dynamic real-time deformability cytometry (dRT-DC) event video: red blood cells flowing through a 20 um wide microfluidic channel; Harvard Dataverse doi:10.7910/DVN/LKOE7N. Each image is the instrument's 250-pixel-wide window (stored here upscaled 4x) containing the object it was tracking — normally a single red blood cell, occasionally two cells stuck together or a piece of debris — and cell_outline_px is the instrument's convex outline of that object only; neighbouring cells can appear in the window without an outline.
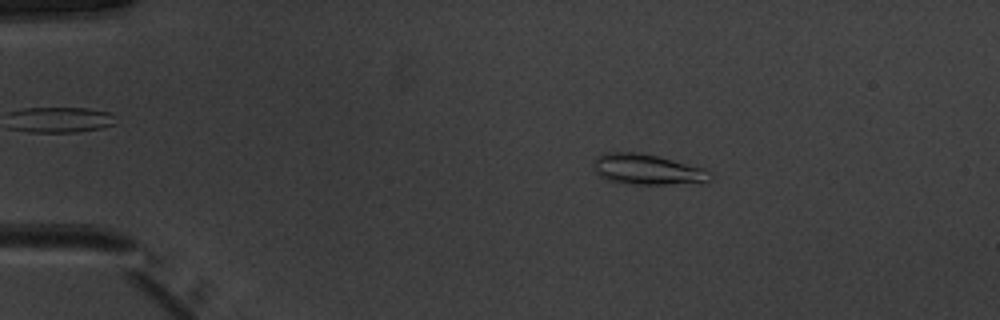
{"species": "common noctule bat (a hibernating species)", "species_latin": "Nyctalus noctula", "temperature_condition": "warm", "stored_images_in_passage": 51, "camera_frame_rate_fps": 3000, "um_per_image_px": 0.085, "animal": {"sex": "male", "body_mass_g": 20.1, "forearm_length_mm": 53.5}, "frame": {"image": 1, "passage_image": 9, "time_ms": 2.667, "image_size_px": [1000, 320], "cell_outline_px": [[712, 180], [664, 184], [636, 184], [608, 180], [600, 176], [592, 168], [596, 156], [604, 152], [636, 152], [656, 156], [704, 168], [712, 172]], "centroid_in_image_um": [54.97, 14.38], "position_along_channel_um": 30.0, "area_um2": 20.4}}
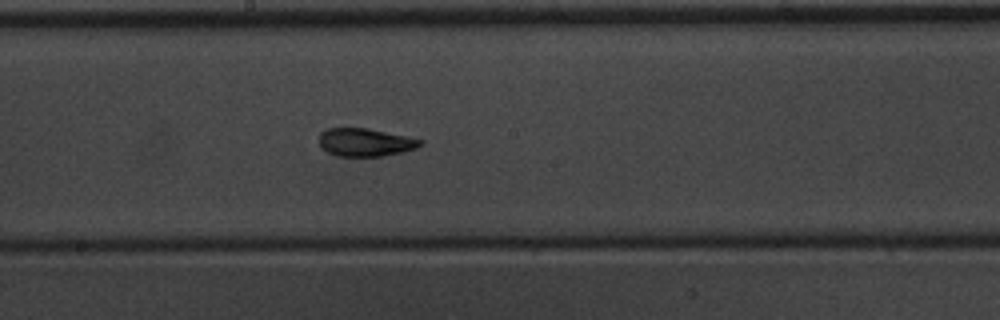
{"frame": {"image": 2, "passage_image": 28, "time_ms": 9.0, "image_size_px": [1000, 320], "cell_outline_px": [[424, 144], [416, 148], [404, 152], [380, 156], [336, 156], [320, 148], [320, 132], [328, 128], [368, 128], [424, 140]], "centroid_in_image_um": [31.06, 12.1], "position_along_channel_um": 217.1, "area_um2": 16.59}}
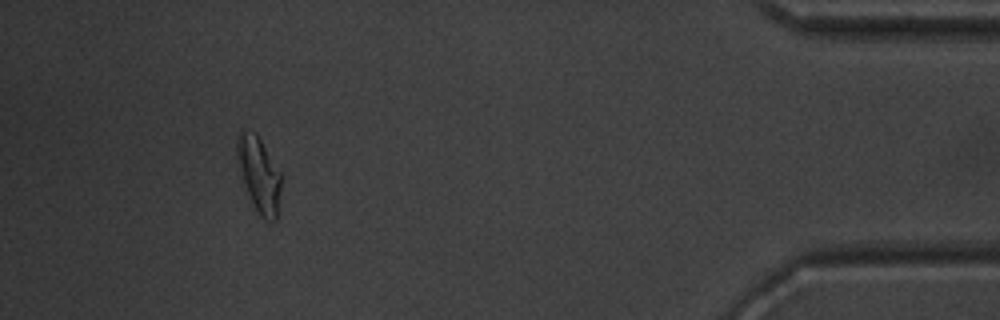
{"frame": {"image": 3, "passage_image": 47, "time_ms": 15.333, "image_size_px": [1000, 320], "cell_outline_px": [[280, 188], [276, 220], [264, 220], [260, 216], [244, 184], [236, 156], [236, 136], [240, 132], [256, 132], [280, 172]], "centroid_in_image_um": [22.0, 14.8], "position_along_channel_um": 413.2, "area_um2": 18.73}, "authors_computed_cell_mechanics": {"area_um2": 17.5712, "velocity_mm_per_s": 3.9694, "shape_relaxation_time_tau1_ms": 3.9448, "shape_relaxation_time_tau2_ms": 1.5526, "deformation_change_tau1": 0.165, "deformation_change_tau2": 0.0743}}